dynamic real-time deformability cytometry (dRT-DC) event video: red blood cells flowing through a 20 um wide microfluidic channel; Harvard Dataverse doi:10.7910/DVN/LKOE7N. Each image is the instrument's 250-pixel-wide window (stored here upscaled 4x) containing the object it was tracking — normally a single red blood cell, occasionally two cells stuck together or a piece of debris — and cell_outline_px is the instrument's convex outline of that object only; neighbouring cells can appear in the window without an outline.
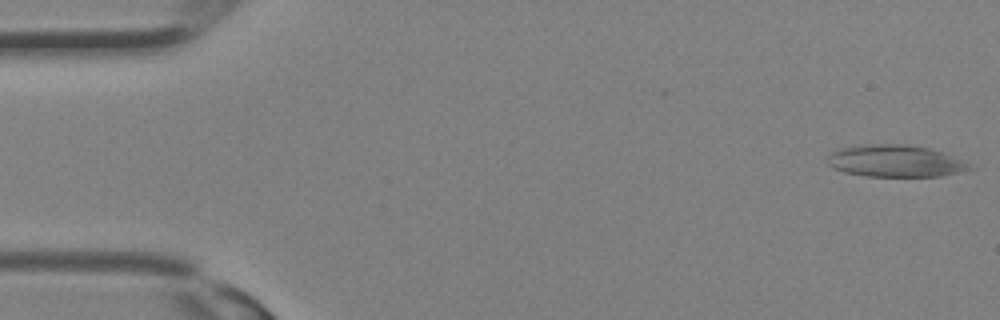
{"species": "Egyptian fruit bat (a non-hibernating species)", "species_latin": "Rousettus aegyptiacus", "temperature_condition": "room temperature", "stored_images_in_passage": 31, "camera_frame_rate_fps": 3000, "um_per_image_px": 0.085, "animal": {"sex": "female"}, "frame": {"image": 1, "passage_image": 1, "time_ms": 0.0, "image_size_px": [1000, 320], "cell_outline_px": [[976, 168], [960, 172], [940, 176], [864, 176], [844, 172], [832, 168], [828, 164], [828, 156], [832, 152], [840, 148], [860, 144], [908, 144], [928, 148], [944, 152]], "centroid_in_image_um": [76.07, 13.68], "position_along_channel_um": 8.9, "area_um2": 26.53}}
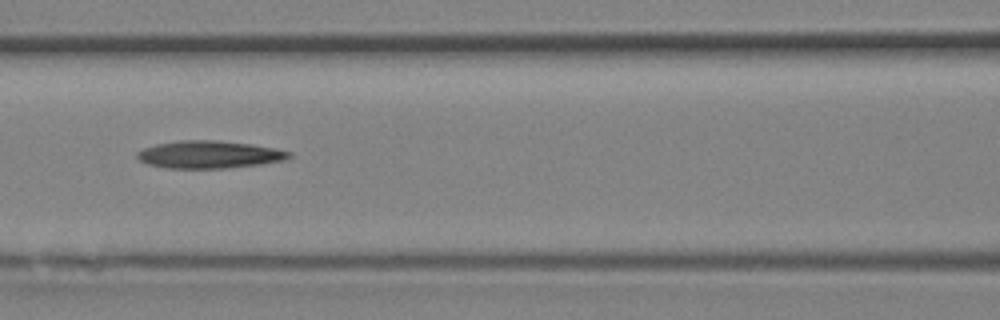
{"frame": {"image": 2, "passage_image": 14, "time_ms": 4.333, "image_size_px": [1000, 320], "cell_outline_px": [[292, 156], [288, 160], [260, 164], [224, 168], [164, 168], [148, 164], [140, 160], [136, 156], [136, 152], [144, 148], [156, 144], [180, 140], [216, 140], [252, 144], [276, 148], [292, 152]], "centroid_in_image_um": [17.81, 13.13], "position_along_channel_um": 148.8, "area_um2": 24.51}}
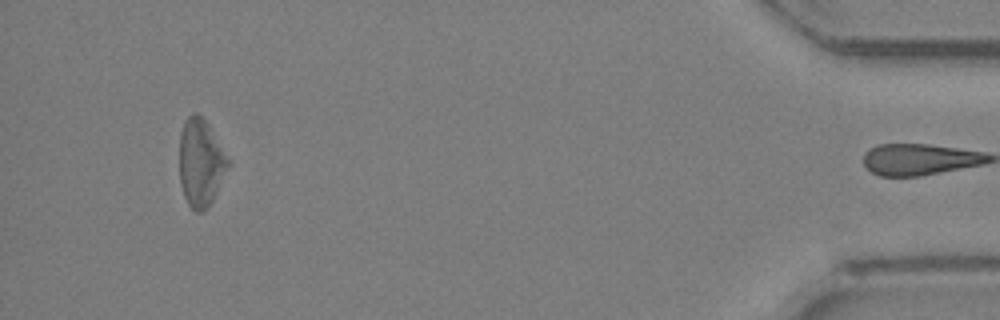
{"frame": {"image": 3, "passage_image": 30, "time_ms": 9.667, "image_size_px": [1000, 320], "cell_outline_px": [[232, 164], [208, 208], [200, 212], [196, 212], [188, 204], [184, 196], [180, 184], [180, 132], [184, 120], [192, 112], [196, 112], [208, 124], [232, 160]], "centroid_in_image_um": [17.1, 13.82], "position_along_channel_um": 418.1, "area_um2": 25.37}}